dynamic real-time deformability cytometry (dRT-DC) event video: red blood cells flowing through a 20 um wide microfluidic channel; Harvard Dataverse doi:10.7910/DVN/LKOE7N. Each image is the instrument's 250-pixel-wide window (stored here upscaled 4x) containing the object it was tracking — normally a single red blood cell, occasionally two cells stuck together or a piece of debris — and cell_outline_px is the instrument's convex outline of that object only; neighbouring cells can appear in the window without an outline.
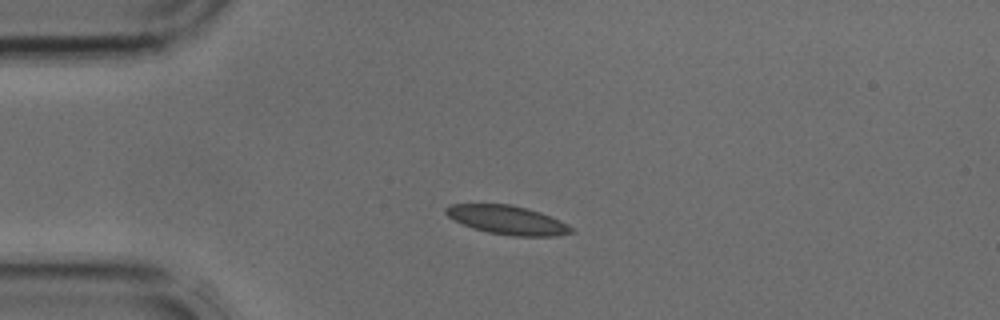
{"species": "common noctule bat (a hibernating species)", "species_latin": "Nyctalus noctula", "temperature_condition": "cold", "stored_images_in_passage": 12, "camera_frame_rate_fps": 3000, "um_per_image_px": 0.085, "animal": {"sex": "male", "body_mass_g": 17.9, "forearm_length_mm": 54.2}, "frame": {"image": 1, "passage_image": 1, "time_ms": 0.0, "image_size_px": [1000, 320], "cell_outline_px": [[576, 232], [556, 236], [512, 236], [488, 232], [472, 228], [448, 216], [444, 212], [444, 208], [452, 204], [508, 204], [540, 212], [560, 220], [568, 224]], "centroid_in_image_um": [43.15, 18.71], "position_along_channel_um": 41.8, "area_um2": 20.92}}